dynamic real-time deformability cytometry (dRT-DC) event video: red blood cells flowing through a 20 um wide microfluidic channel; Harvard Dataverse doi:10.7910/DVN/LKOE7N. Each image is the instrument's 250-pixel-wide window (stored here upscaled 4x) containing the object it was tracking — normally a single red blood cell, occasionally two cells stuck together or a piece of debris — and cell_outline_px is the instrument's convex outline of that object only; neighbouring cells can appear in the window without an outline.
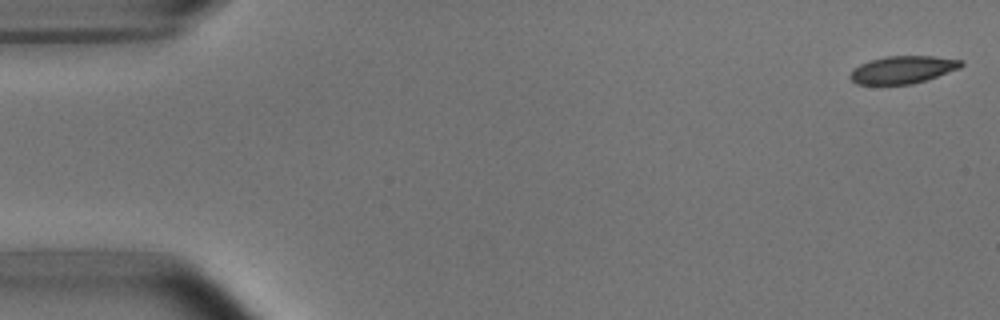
{"species": "common noctule bat (a hibernating species)", "species_latin": "Nyctalus noctula", "temperature_condition": "room temperature", "stored_images_in_passage": 3, "camera_frame_rate_fps": 3000, "um_per_image_px": 0.085, "animal": {"sex": "male", "body_mass_g": 15.6}, "frame": {"image": 1, "passage_image": 1, "time_ms": 0.0, "image_size_px": [1000, 320], "cell_outline_px": [[964, 64], [960, 68], [912, 84], [856, 84], [848, 76], [852, 68], [868, 60], [884, 56], [932, 56], [964, 60]], "centroid_in_image_um": [76.69, 5.91], "position_along_channel_um": 8.3, "area_um2": 17.86}}